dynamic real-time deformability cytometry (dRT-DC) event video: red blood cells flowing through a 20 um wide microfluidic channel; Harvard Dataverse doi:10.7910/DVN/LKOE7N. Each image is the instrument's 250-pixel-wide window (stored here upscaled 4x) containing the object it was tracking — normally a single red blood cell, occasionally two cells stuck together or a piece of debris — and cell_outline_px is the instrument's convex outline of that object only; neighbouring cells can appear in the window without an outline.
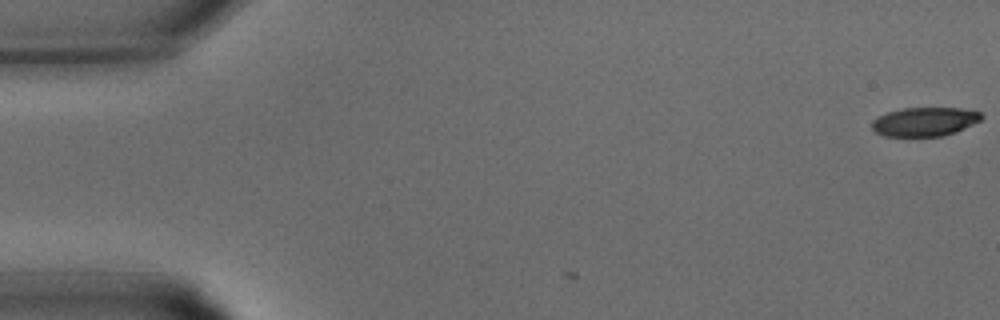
{"species": "common noctule bat (a hibernating species)", "species_latin": "Nyctalus noctula", "temperature_condition": "warm", "stored_images_in_passage": 4, "camera_frame_rate_fps": 3000, "um_per_image_px": 0.085, "animal": {"sex": "male", "body_mass_g": 15.6}, "frame": {"image": 1, "passage_image": 1, "time_ms": 0.0, "image_size_px": [1000, 320], "cell_outline_px": [[984, 116], [980, 120], [956, 132], [944, 136], [884, 136], [876, 132], [872, 128], [872, 120], [876, 116], [888, 112], [904, 108], [960, 108], [980, 112]], "centroid_in_image_um": [78.58, 10.34], "position_along_channel_um": 6.4, "area_um2": 18.44}}